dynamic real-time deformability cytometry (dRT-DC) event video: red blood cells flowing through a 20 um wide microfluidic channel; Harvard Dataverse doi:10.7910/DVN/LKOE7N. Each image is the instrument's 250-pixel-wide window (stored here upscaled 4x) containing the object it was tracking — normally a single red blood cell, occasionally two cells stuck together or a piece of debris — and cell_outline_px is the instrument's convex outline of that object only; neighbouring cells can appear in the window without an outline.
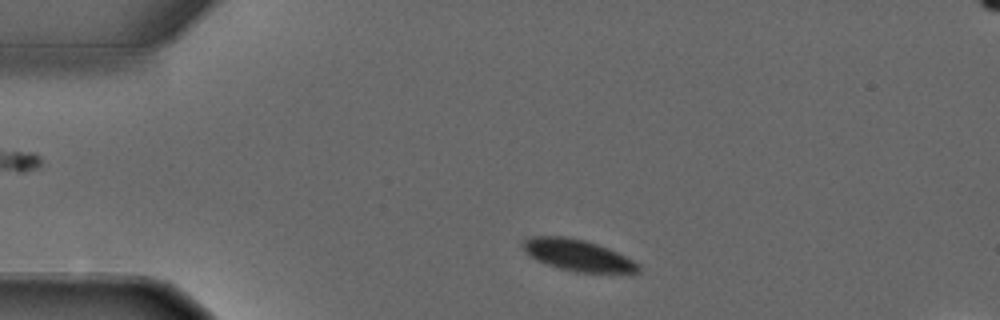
{"species": "common noctule bat (a hibernating species)", "species_latin": "Nyctalus noctula", "temperature_condition": "warm", "stored_images_in_passage": 3, "camera_frame_rate_fps": 3000, "um_per_image_px": 0.085, "animal": {"sex": "male", "forearm_length_mm": 52.5}, "frame": {"image": 1, "passage_image": 1, "time_ms": 0.0, "image_size_px": [1000, 320], "cell_outline_px": [[640, 272], [632, 276], [576, 272], [560, 268], [536, 260], [524, 252], [520, 244], [524, 240], [532, 236], [568, 236], [584, 240], [608, 248], [640, 264]], "centroid_in_image_um": [49.19, 21.74], "position_along_channel_um": 35.8, "area_um2": 21.91}}